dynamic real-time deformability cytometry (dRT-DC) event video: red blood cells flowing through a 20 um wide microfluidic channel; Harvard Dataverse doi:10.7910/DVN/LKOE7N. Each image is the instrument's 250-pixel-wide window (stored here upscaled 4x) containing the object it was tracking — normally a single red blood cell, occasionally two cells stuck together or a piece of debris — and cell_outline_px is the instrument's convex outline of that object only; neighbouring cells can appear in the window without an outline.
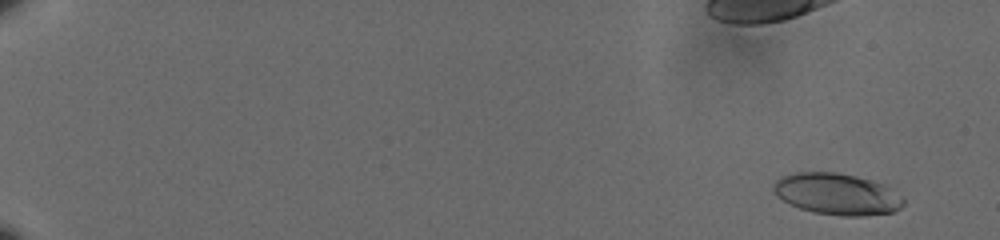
{"species": "human", "species_latin": "Homo sapiens", "temperature_condition": "cold", "stored_images_in_passage": 39, "camera_frame_rate_fps": 3000, "um_per_image_px": 0.085, "donor": {"sex": "male"}, "frame": {"image": 1, "passage_image": 5, "time_ms": 1.333, "image_size_px": [1000, 240], "cell_outline_px": [[904, 204], [900, 208], [892, 212], [864, 216], [840, 216], [812, 212], [800, 208], [776, 196], [772, 188], [776, 180], [784, 176], [800, 172], [836, 172], [856, 176], [884, 184], [904, 196]], "centroid_in_image_um": [71.18, 16.5], "position_along_channel_um": 13.8, "area_um2": 31.44}}
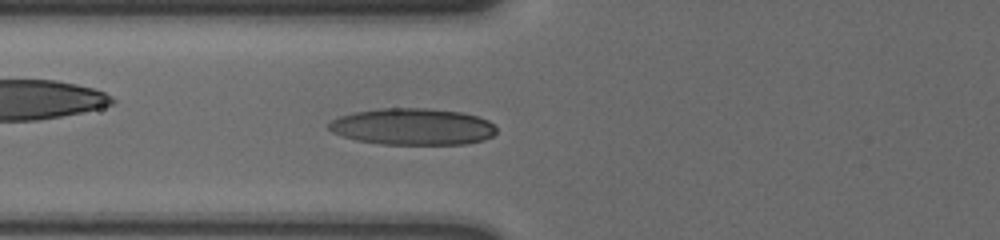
{"frame": {"image": 2, "passage_image": 28, "time_ms": 9.0, "image_size_px": [1000, 240], "cell_outline_px": [[496, 132], [492, 136], [484, 140], [468, 144], [380, 144], [356, 140], [332, 132], [328, 128], [328, 124], [332, 120], [340, 116], [356, 112], [380, 108], [424, 108], [460, 112], [476, 116], [488, 120], [496, 128]], "centroid_in_image_um": [35.08, 10.77], "position_along_channel_um": 90.7, "area_um2": 35.66}}
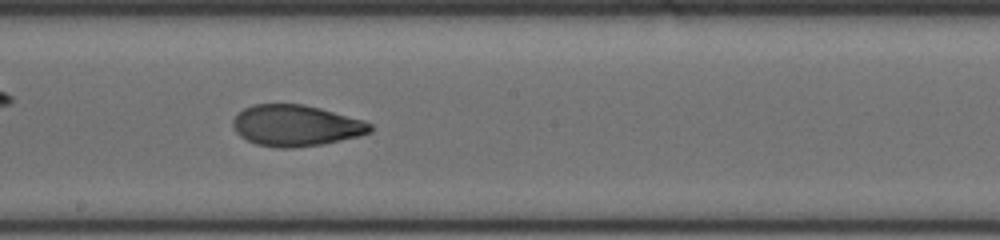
{"frame": {"image": 3, "passage_image": 39, "time_ms": 12.667, "image_size_px": [1000, 240], "cell_outline_px": [[372, 132], [356, 136], [320, 144], [292, 148], [276, 148], [256, 144], [240, 136], [236, 132], [232, 124], [232, 120], [244, 108], [256, 104], [304, 104], [320, 108], [364, 120], [372, 124]], "centroid_in_image_um": [25.14, 10.67], "position_along_channel_um": 223.1, "area_um2": 32.71}}